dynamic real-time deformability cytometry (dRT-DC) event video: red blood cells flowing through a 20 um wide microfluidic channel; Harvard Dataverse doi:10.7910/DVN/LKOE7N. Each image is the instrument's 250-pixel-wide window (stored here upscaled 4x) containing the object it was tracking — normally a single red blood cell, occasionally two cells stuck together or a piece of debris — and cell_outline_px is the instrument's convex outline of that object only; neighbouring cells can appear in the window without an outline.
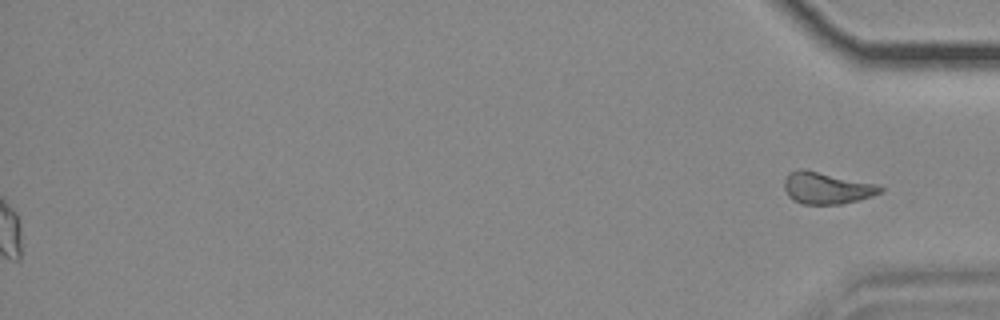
{"species": "common noctule bat (a hibernating species)", "species_latin": "Nyctalus noctula", "temperature_condition": "cold", "stored_images_in_passage": 56, "segment_of_instrument_passage": [2, 2], "camera_frame_rate_fps": 3000, "um_per_image_px": 0.085, "animal": {"sex": "female", "body_mass_g": 18.4}, "frame": {"image": 1, "passage_image": 56, "time_ms": 18.333, "image_size_px": [1000, 320], "cell_outline_px": [[884, 188], [880, 192], [872, 196], [840, 204], [804, 204], [792, 200], [788, 196], [784, 188], [784, 180], [788, 172], [800, 168], [876, 184]], "centroid_in_image_um": [70.21, 15.98], "position_along_channel_um": 365.0, "area_um2": 17.57}}